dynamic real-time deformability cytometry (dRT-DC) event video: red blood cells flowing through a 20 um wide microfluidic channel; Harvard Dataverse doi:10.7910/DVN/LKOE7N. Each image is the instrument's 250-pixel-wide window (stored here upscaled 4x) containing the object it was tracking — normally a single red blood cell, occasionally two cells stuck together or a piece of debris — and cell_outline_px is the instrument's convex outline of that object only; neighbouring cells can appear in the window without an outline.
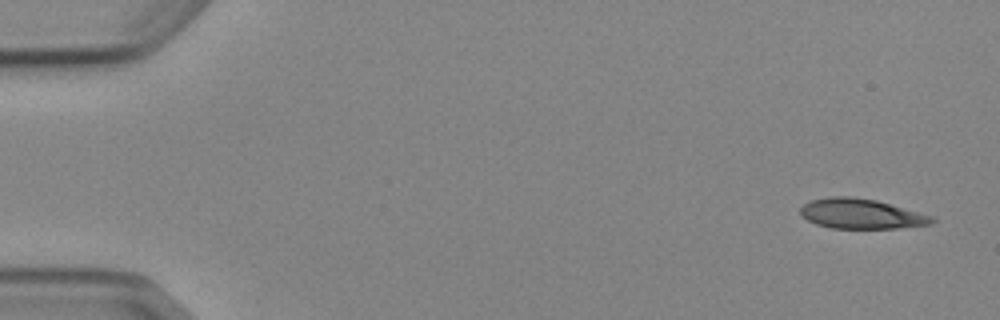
{"species": "Egyptian fruit bat (a non-hibernating species)", "species_latin": "Rousettus aegyptiacus", "temperature_condition": "cold", "stored_images_in_passage": 6, "camera_frame_rate_fps": 3000, "um_per_image_px": 0.085, "animal": {"sex": "female"}, "frame": {"image": 1, "passage_image": 1, "time_ms": 0.0, "image_size_px": [1000, 320], "cell_outline_px": [[936, 220], [932, 224], [896, 228], [832, 228], [816, 224], [808, 220], [800, 212], [800, 208], [804, 204], [812, 200], [828, 196], [852, 196], [876, 200], [936, 216]], "centroid_in_image_um": [73.25, 18.16], "position_along_channel_um": 11.8, "area_um2": 23.06}}
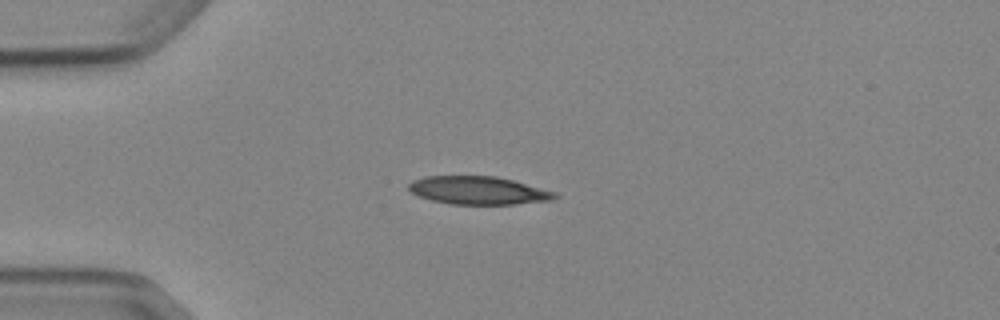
{"frame": {"image": 2, "passage_image": 4, "time_ms": 3.667, "image_size_px": [1000, 320], "cell_outline_px": [[560, 196], [552, 200], [512, 204], [452, 204], [432, 200], [420, 196], [412, 192], [408, 188], [408, 184], [412, 180], [424, 176], [496, 176], [512, 180], [556, 192]], "centroid_in_image_um": [40.65, 16.18], "position_along_channel_um": 44.3, "area_um2": 23.76}}
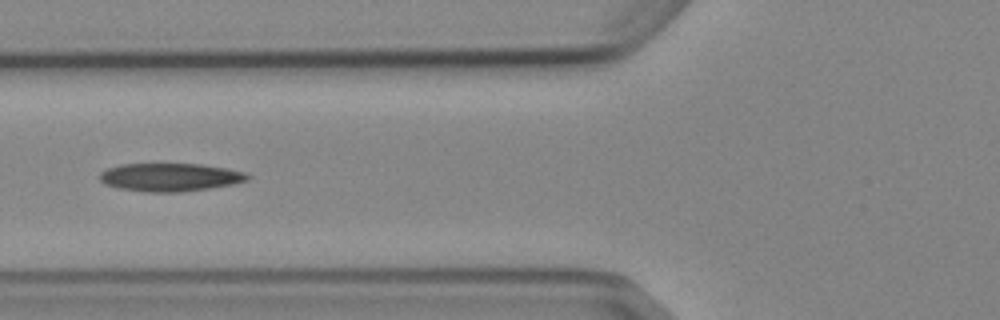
{"frame": {"image": 3, "passage_image": 6, "time_ms": 6.0, "image_size_px": [1000, 320], "cell_outline_px": [[252, 176], [248, 180], [232, 184], [208, 188], [180, 192], [148, 192], [120, 188], [104, 184], [100, 180], [100, 172], [108, 168], [120, 164], [200, 164], [248, 172]], "centroid_in_image_um": [14.47, 15.06], "position_along_channel_um": 111.3, "area_um2": 24.16}}